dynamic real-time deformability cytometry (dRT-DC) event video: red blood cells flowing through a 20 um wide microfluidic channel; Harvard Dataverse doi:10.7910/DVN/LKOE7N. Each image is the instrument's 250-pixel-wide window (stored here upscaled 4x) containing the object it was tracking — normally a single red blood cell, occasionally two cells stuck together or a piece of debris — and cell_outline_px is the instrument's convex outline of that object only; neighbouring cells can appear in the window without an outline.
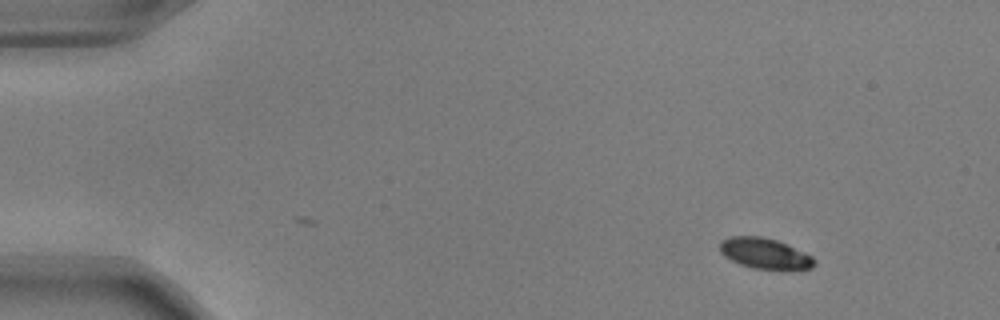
{"species": "common noctule bat (a hibernating species)", "species_latin": "Nyctalus noctula", "temperature_condition": "warm", "stored_images_in_passage": 42, "camera_frame_rate_fps": 3000, "um_per_image_px": 0.085, "animal": {"sex": "male", "body_mass_g": 17.9, "forearm_length_mm": 54.2}, "frame": {"image": 1, "passage_image": 1, "time_ms": 0.0, "image_size_px": [1000, 320], "cell_outline_px": [[816, 264], [812, 268], [788, 272], [752, 268], [740, 264], [724, 256], [720, 252], [720, 240], [732, 236], [760, 236], [776, 240], [788, 244], [812, 256], [816, 260]], "centroid_in_image_um": [65.07, 21.58], "position_along_channel_um": 19.9, "area_um2": 17.51}}
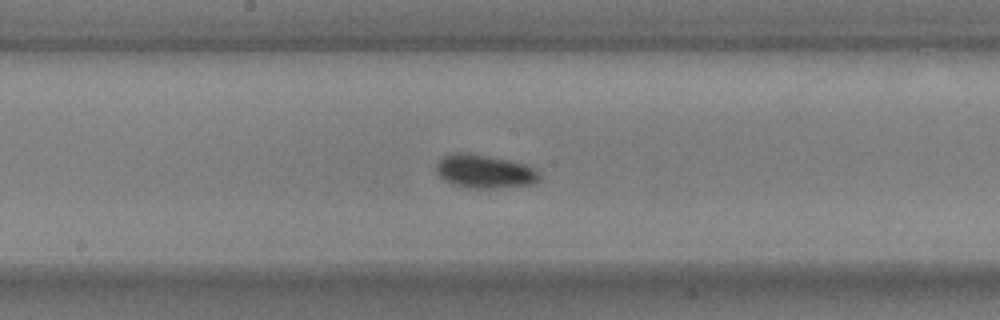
{"frame": {"image": 2, "passage_image": 24, "time_ms": 7.667, "image_size_px": [1000, 320], "cell_outline_px": [[540, 180], [536, 184], [496, 188], [476, 188], [452, 184], [444, 180], [436, 172], [436, 164], [444, 156], [452, 152], [468, 152], [508, 160], [524, 164], [536, 168], [540, 172]], "centroid_in_image_um": [41.22, 14.57], "position_along_channel_um": 207.0, "area_um2": 20.29}}
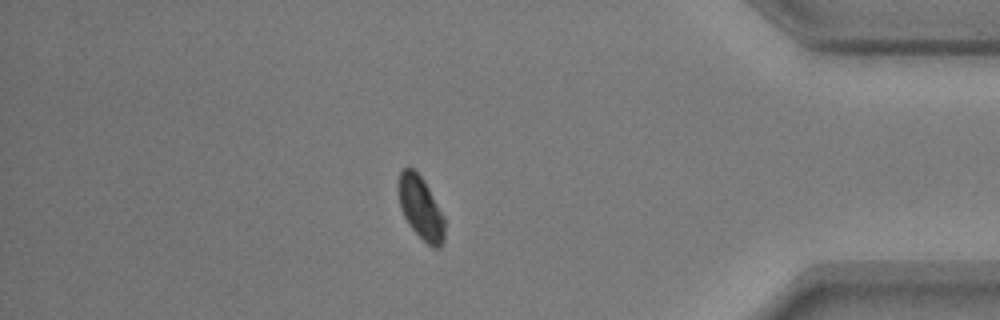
{"frame": {"image": 3, "passage_image": 42, "time_ms": 13.667, "image_size_px": [1000, 320], "cell_outline_px": [[444, 240], [440, 248], [432, 248], [408, 224], [400, 208], [396, 188], [396, 184], [400, 172], [404, 168], [412, 168], [424, 180], [444, 216]], "centroid_in_image_um": [35.73, 17.66], "position_along_channel_um": 399.5, "area_um2": 17.05}, "authors_computed_cell_mechanics": {"area_um2": 18.4093, "velocity_mm_per_s": 3.7326, "shape_relaxation_time_tau1_ms": 2.4637, "shape_relaxation_time_tau2_ms": null, "deformation_change_tau1": 0.0909, "deformation_change_tau2": null}}